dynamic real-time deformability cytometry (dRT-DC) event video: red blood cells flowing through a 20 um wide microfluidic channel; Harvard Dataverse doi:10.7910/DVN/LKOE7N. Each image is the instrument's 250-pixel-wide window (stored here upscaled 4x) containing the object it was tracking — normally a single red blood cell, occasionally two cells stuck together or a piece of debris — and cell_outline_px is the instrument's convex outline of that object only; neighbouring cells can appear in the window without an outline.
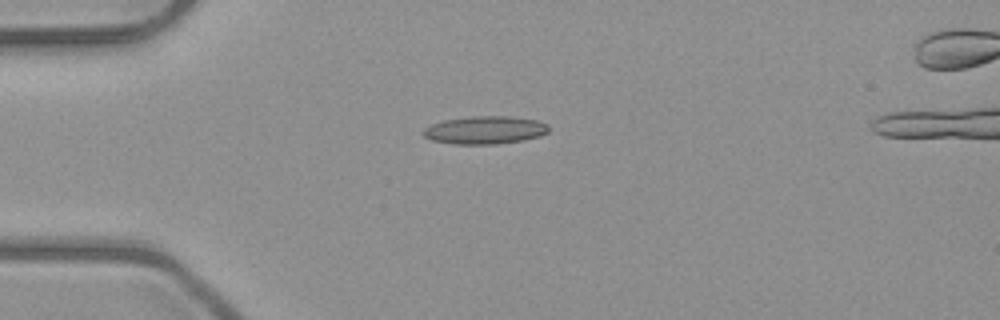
{"species": "common noctule bat (a hibernating species)", "species_latin": "Nyctalus noctula", "temperature_condition": "room temperature", "stored_images_in_passage": 3, "camera_frame_rate_fps": 3000, "um_per_image_px": 0.085, "animal": {"sex": "male", "body_mass_g": 23.1, "forearm_length_mm": 52.7}, "frame": {"image": 1, "passage_image": 1, "time_ms": 0.0, "image_size_px": [1000, 320], "cell_outline_px": [[548, 132], [540, 136], [524, 140], [496, 144], [456, 144], [432, 140], [424, 136], [420, 132], [424, 128], [432, 124], [444, 120], [472, 116], [508, 116], [536, 120], [548, 124]], "centroid_in_image_um": [41.22, 11.05], "position_along_channel_um": 43.8, "area_um2": 20.4}}